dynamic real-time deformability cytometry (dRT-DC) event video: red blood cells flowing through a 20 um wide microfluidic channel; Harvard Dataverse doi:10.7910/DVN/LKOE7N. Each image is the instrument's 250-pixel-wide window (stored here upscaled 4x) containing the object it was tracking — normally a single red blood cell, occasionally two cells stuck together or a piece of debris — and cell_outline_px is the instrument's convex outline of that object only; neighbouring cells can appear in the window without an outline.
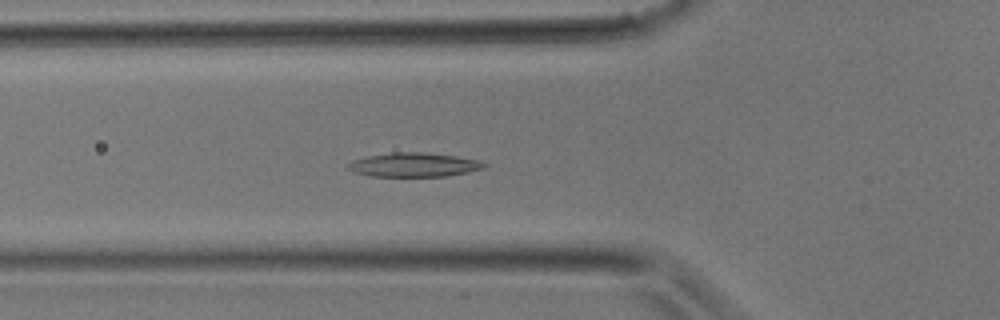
{"species": "common noctule bat (a hibernating species)", "species_latin": "Nyctalus noctula", "temperature_condition": "room temperature", "stored_images_in_passage": 35, "camera_frame_rate_fps": 3000, "um_per_image_px": 0.085, "animal": {"sex": "male", "body_mass_g": 17.9}, "frame": {"image": 1, "passage_image": 12, "time_ms": 3.667, "image_size_px": [1000, 320], "cell_outline_px": [[488, 164], [484, 168], [468, 172], [448, 176], [372, 176], [356, 172], [348, 168], [348, 164], [352, 160], [368, 156], [392, 152], [424, 152], [456, 156], [476, 160]], "centroid_in_image_um": [35.2, 14.0], "position_along_channel_um": 90.6, "area_um2": 18.9}}
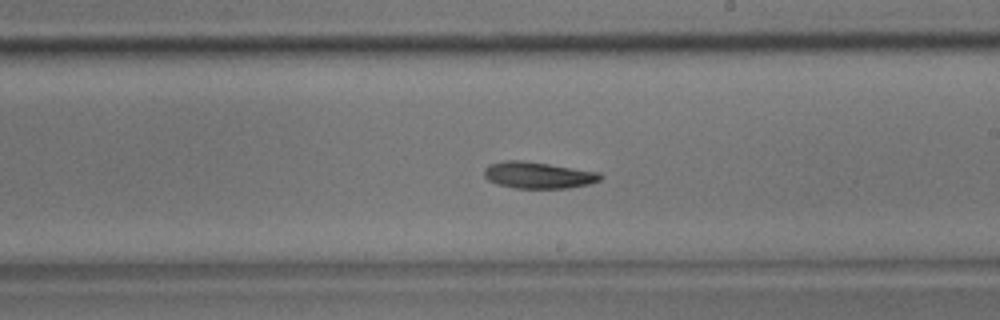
{"frame": {"image": 2, "passage_image": 20, "time_ms": 6.333, "image_size_px": [1000, 320], "cell_outline_px": [[604, 176], [600, 180], [588, 184], [568, 188], [516, 188], [496, 184], [488, 180], [484, 176], [484, 168], [488, 164], [504, 160], [520, 160], [548, 164], [600, 172]], "centroid_in_image_um": [45.72, 14.88], "position_along_channel_um": 243.3, "area_um2": 18.03}}
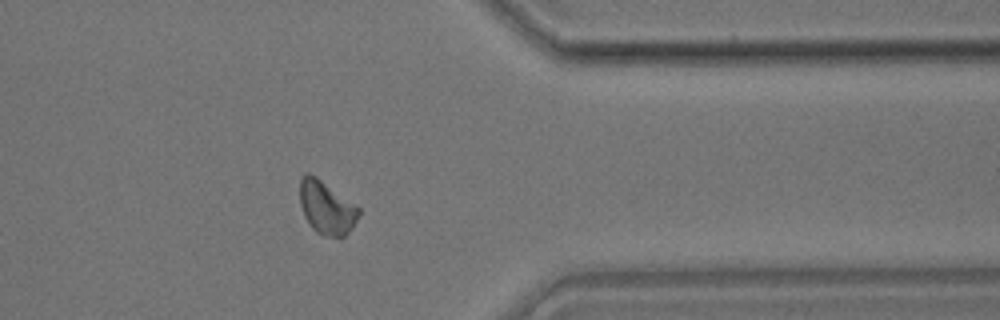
{"frame": {"image": 3, "passage_image": 28, "time_ms": 9.0, "image_size_px": [1000, 320], "cell_outline_px": [[360, 212], [352, 228], [344, 236], [332, 236], [316, 232], [312, 228], [304, 216], [300, 204], [300, 180], [308, 172], [316, 176], [356, 204], [360, 208]], "centroid_in_image_um": [27.76, 17.63], "position_along_channel_um": 383.6, "area_um2": 18.09}}